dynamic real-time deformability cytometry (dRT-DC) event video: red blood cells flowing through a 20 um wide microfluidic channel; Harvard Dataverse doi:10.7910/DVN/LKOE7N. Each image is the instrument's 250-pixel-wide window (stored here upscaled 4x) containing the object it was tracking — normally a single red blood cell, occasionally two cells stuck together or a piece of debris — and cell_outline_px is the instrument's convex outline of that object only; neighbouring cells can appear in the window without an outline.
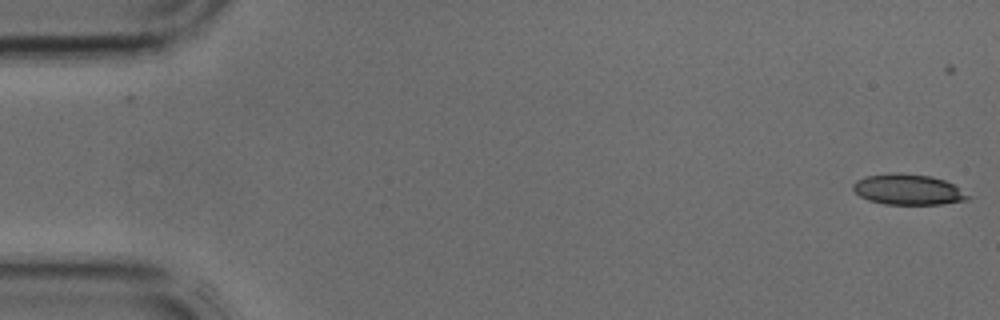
{"species": "common noctule bat (a hibernating species)", "species_latin": "Nyctalus noctula", "temperature_condition": "cold", "stored_images_in_passage": 27, "camera_frame_rate_fps": 3000, "um_per_image_px": 0.085, "animal": {"sex": "male", "body_mass_g": 17.9, "forearm_length_mm": 54.2}, "frame": {"image": 1, "passage_image": 1, "time_ms": 0.0, "image_size_px": [1000, 320], "cell_outline_px": [[972, 196], [968, 200], [940, 204], [884, 204], [868, 200], [860, 196], [852, 188], [852, 184], [856, 180], [864, 176], [932, 176], [944, 180], [952, 184]], "centroid_in_image_um": [77.22, 16.17], "position_along_channel_um": 7.8, "area_um2": 19.59}}
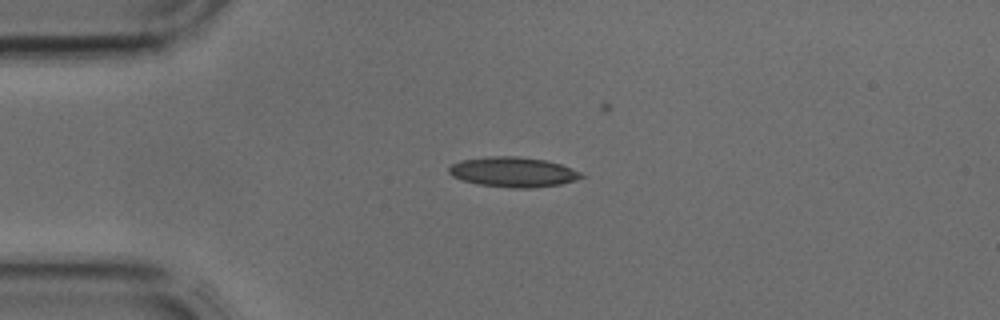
{"frame": {"image": 2, "passage_image": 10, "time_ms": 3.0, "image_size_px": [1000, 320], "cell_outline_px": [[584, 176], [576, 180], [560, 184], [532, 188], [512, 188], [480, 184], [464, 180], [452, 176], [448, 172], [448, 168], [452, 164], [460, 160], [492, 156], [516, 156], [544, 160], [560, 164], [572, 168], [580, 172]], "centroid_in_image_um": [43.61, 14.62], "position_along_channel_um": 41.4, "area_um2": 22.95}}